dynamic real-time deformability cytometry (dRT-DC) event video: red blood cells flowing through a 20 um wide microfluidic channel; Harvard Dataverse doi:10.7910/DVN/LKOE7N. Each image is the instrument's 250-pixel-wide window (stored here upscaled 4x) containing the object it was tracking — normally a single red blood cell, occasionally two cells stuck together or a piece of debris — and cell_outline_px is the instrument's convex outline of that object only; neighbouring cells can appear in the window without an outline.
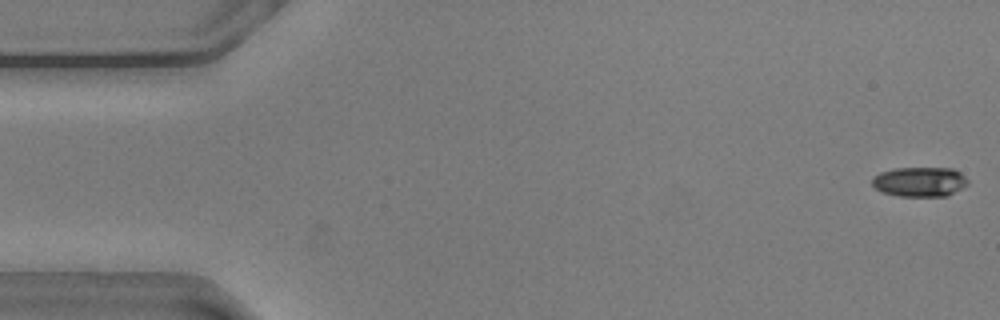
{"species": "common noctule bat (a hibernating species)", "species_latin": "Nyctalus noctula", "temperature_condition": "warm", "stored_images_in_passage": 56, "camera_frame_rate_fps": 3000, "um_per_image_px": 0.085, "animal": {"sex": "male", "body_mass_g": 20.5, "forearm_length_mm": 52.5}, "frame": {"image": 1, "passage_image": 1, "time_ms": 0.0, "image_size_px": [1000, 320], "cell_outline_px": [[968, 184], [948, 196], [900, 196], [884, 192], [876, 188], [872, 184], [872, 176], [880, 172], [896, 168], [952, 168], [960, 172], [968, 180]], "centroid_in_image_um": [78.18, 15.44], "position_along_channel_um": 6.8, "area_um2": 16.53}}
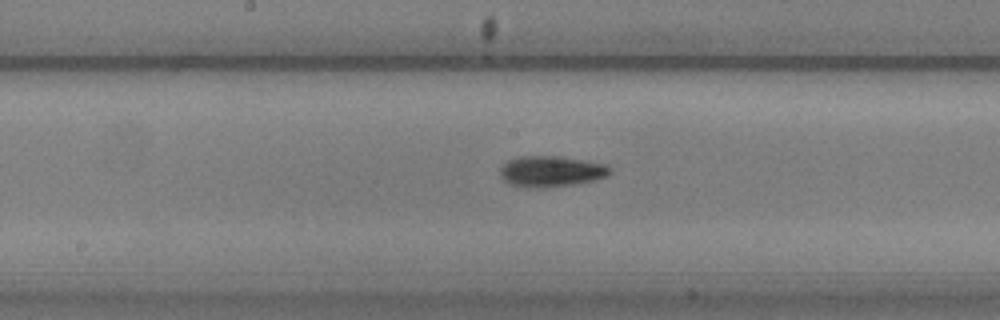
{"frame": {"image": 2, "passage_image": 28, "time_ms": 9.0, "image_size_px": [1000, 320], "cell_outline_px": [[612, 172], [608, 176], [596, 180], [572, 184], [544, 188], [524, 188], [512, 184], [504, 180], [500, 176], [500, 168], [508, 160], [520, 156], [560, 156], [608, 164], [612, 168]], "centroid_in_image_um": [46.88, 14.56], "position_along_channel_um": 201.3, "area_um2": 20.06}}
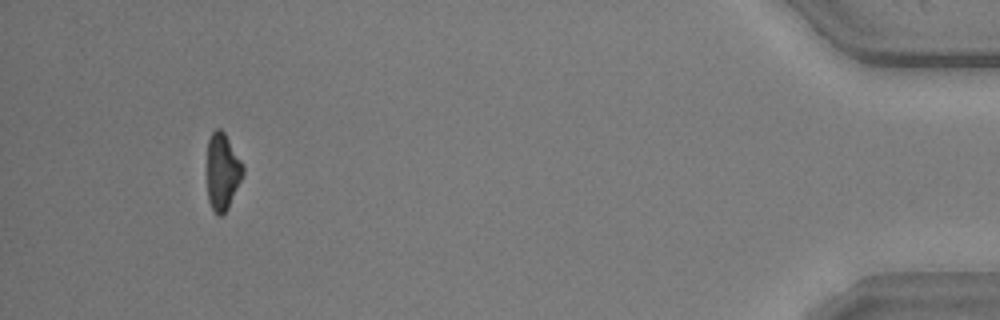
{"frame": {"image": 3, "passage_image": 52, "time_ms": 17.0, "image_size_px": [1000, 320], "cell_outline_px": [[244, 172], [228, 208], [220, 216], [212, 208], [208, 200], [208, 140], [212, 132], [216, 128], [220, 128], [224, 132], [244, 164]], "centroid_in_image_um": [18.92, 14.55], "position_along_channel_um": 416.3, "area_um2": 15.84}, "authors_computed_cell_mechanics": {"area_um2": 17.6001, "velocity_mm_per_s": 3.6216, "shape_relaxation_time_tau1_ms": 3.3813, "shape_relaxation_time_tau2_ms": null, "deformation_change_tau1": 0.1365, "deformation_change_tau2": null}}